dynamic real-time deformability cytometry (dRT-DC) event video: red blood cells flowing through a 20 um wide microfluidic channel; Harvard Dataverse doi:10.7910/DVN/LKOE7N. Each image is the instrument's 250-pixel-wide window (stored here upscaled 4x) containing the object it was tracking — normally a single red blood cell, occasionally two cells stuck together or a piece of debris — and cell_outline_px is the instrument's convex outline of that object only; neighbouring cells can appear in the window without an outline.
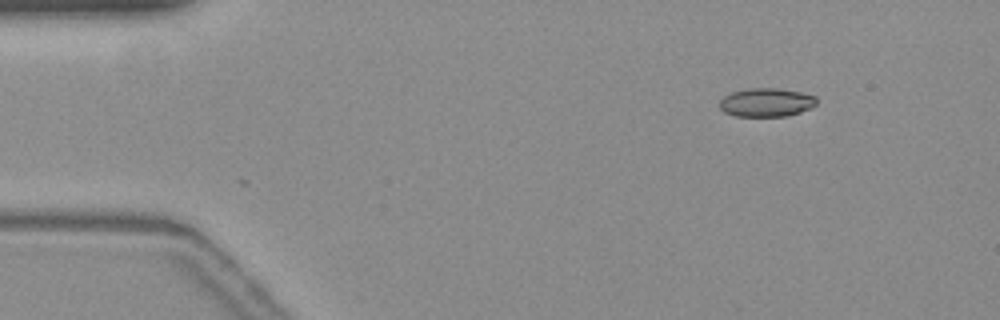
{"species": "common noctule bat (a hibernating species)", "species_latin": "Nyctalus noctula", "temperature_condition": "warm", "stored_images_in_passage": 50, "camera_frame_rate_fps": 3000, "um_per_image_px": 0.085, "animal": {"sex": "female", "body_mass_g": 19.3, "forearm_length_mm": 54.1}, "frame": {"image": 1, "passage_image": 1, "time_ms": 0.0, "image_size_px": [1000, 320], "cell_outline_px": [[816, 104], [800, 112], [788, 116], [736, 116], [724, 112], [720, 108], [720, 100], [724, 96], [732, 92], [748, 88], [776, 88], [800, 92], [816, 96]], "centroid_in_image_um": [65.12, 8.7], "position_along_channel_um": 19.9, "area_um2": 16.07}}
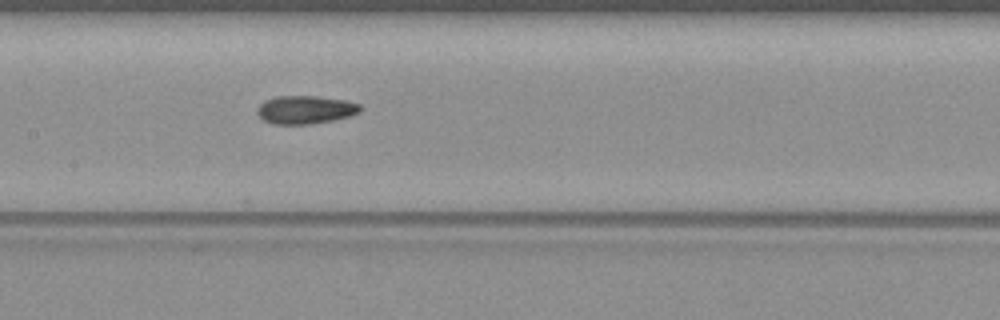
{"frame": {"image": 2, "passage_image": 21, "time_ms": 6.667, "image_size_px": [1000, 320], "cell_outline_px": [[360, 112], [348, 116], [332, 120], [312, 124], [272, 124], [264, 120], [256, 112], [256, 108], [264, 100], [276, 96], [316, 96], [344, 100], [360, 104]], "centroid_in_image_um": [25.91, 9.32], "position_along_channel_um": 181.5, "area_um2": 16.88}}
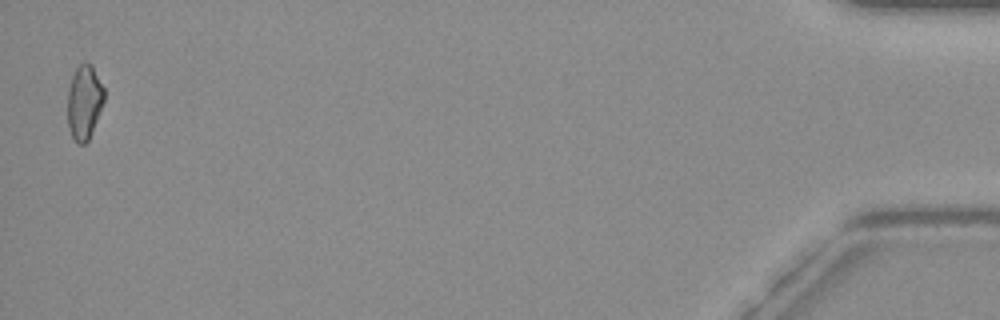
{"frame": {"image": 3, "passage_image": 49, "time_ms": 16.0, "image_size_px": [1000, 320], "cell_outline_px": [[104, 100], [88, 140], [84, 144], [80, 144], [72, 136], [68, 128], [68, 88], [72, 76], [76, 68], [84, 60], [88, 60], [92, 64], [104, 88]], "centroid_in_image_um": [7.16, 8.61], "position_along_channel_um": 428.0, "area_um2": 15.78}, "authors_computed_cell_mechanics": {"area_um2": 16.473, "velocity_mm_per_s": 3.7154, "shape_relaxation_time_tau1_ms": 5.4263, "shape_relaxation_time_tau2_ms": 4.505, "deformation_change_tau1": 0.1474, "deformation_change_tau2": 0.0732}}